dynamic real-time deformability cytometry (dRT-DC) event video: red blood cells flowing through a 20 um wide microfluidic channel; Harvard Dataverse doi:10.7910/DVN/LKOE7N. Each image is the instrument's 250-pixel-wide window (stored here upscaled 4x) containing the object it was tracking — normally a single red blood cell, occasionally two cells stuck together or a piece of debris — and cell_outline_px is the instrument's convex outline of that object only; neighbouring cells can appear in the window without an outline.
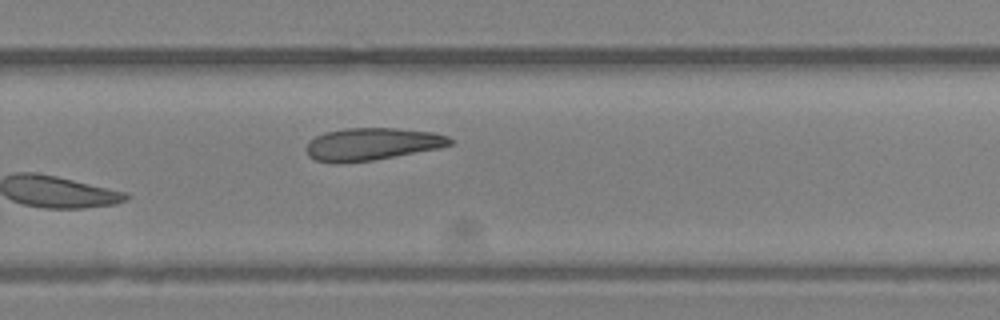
{"species": "Egyptian fruit bat (a non-hibernating species)", "species_latin": "Rousettus aegyptiacus", "temperature_condition": "room temperature", "stored_images_in_passage": 17, "camera_frame_rate_fps": 3000, "um_per_image_px": 0.085, "animal": {"sex": "female"}, "frame": {"image": 1, "passage_image": 17, "time_ms": 5.333, "image_size_px": [1000, 320], "cell_outline_px": [[452, 144], [440, 148], [372, 160], [336, 164], [332, 164], [316, 160], [308, 156], [304, 148], [316, 136], [324, 132], [344, 128], [396, 128], [432, 132], [448, 136], [452, 140]], "centroid_in_image_um": [31.58, 12.25], "position_along_channel_um": 298.2, "area_um2": 27.22}}